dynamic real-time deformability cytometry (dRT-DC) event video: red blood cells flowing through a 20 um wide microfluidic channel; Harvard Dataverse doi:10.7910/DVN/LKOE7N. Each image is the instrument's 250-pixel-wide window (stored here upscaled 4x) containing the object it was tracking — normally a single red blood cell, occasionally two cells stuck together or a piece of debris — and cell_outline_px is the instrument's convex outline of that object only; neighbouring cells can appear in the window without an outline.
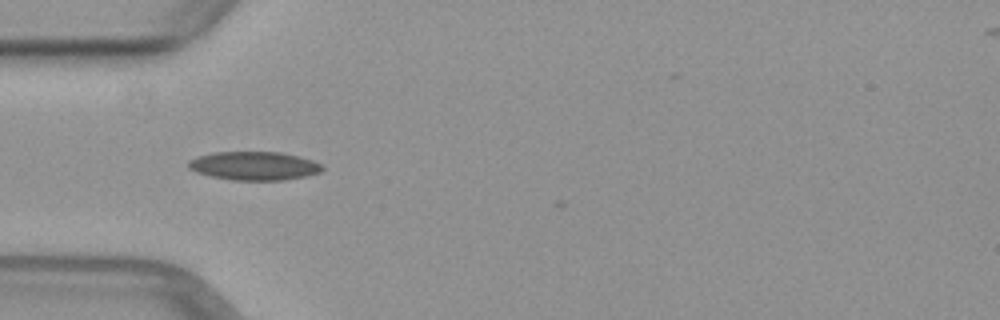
{"species": "common noctule bat (a hibernating species)", "species_latin": "Nyctalus noctula", "temperature_condition": "warm", "stored_images_in_passage": 30, "camera_frame_rate_fps": 3000, "um_per_image_px": 0.085, "animal": {"sex": "female", "body_mass_g": 29.2, "forearm_length_mm": 56.3}, "frame": {"image": 1, "passage_image": 2, "time_ms": 0.333, "image_size_px": [1000, 320], "cell_outline_px": [[324, 168], [320, 172], [304, 176], [284, 180], [232, 180], [212, 176], [196, 172], [188, 168], [188, 160], [196, 156], [212, 152], [280, 152], [312, 160], [320, 164]], "centroid_in_image_um": [21.55, 14.09], "position_along_channel_um": 63.4, "area_um2": 22.2}}
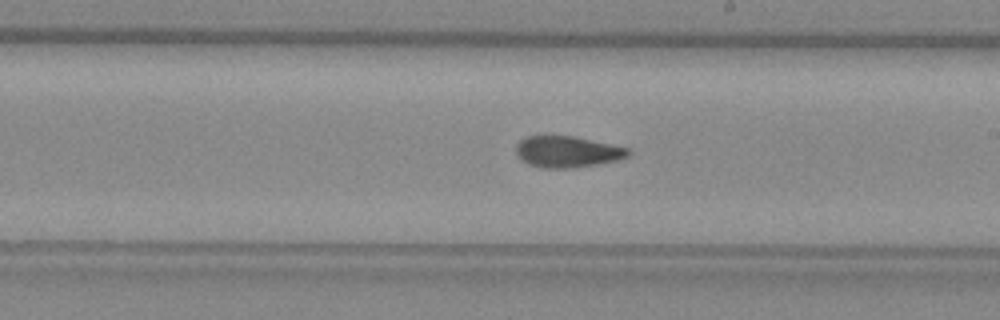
{"frame": {"image": 2, "passage_image": 15, "time_ms": 4.667, "image_size_px": [1000, 320], "cell_outline_px": [[632, 152], [628, 156], [616, 160], [596, 164], [572, 168], [540, 168], [528, 164], [520, 160], [516, 152], [516, 144], [520, 140], [528, 136], [572, 136], [628, 148]], "centroid_in_image_um": [48.18, 12.91], "position_along_channel_um": 240.8, "area_um2": 20.35}}
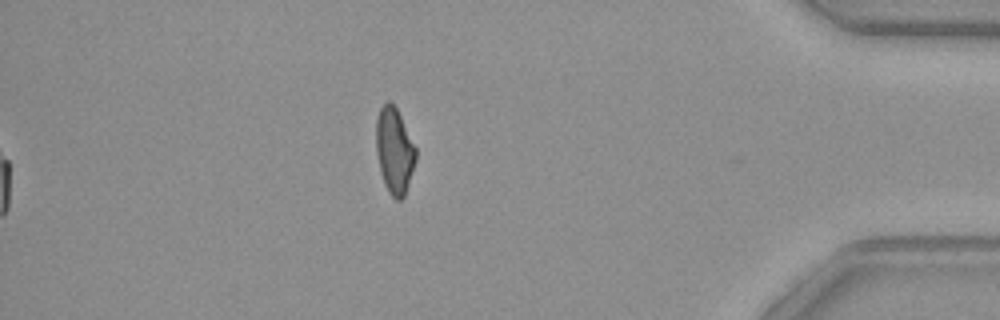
{"frame": {"image": 3, "passage_image": 30, "time_ms": 9.667, "image_size_px": [1000, 320], "cell_outline_px": [[416, 160], [404, 196], [400, 200], [396, 200], [388, 192], [384, 184], [380, 172], [376, 152], [376, 116], [380, 108], [388, 100], [396, 108], [416, 148]], "centroid_in_image_um": [33.5, 12.82], "position_along_channel_um": 401.7, "area_um2": 19.77}}